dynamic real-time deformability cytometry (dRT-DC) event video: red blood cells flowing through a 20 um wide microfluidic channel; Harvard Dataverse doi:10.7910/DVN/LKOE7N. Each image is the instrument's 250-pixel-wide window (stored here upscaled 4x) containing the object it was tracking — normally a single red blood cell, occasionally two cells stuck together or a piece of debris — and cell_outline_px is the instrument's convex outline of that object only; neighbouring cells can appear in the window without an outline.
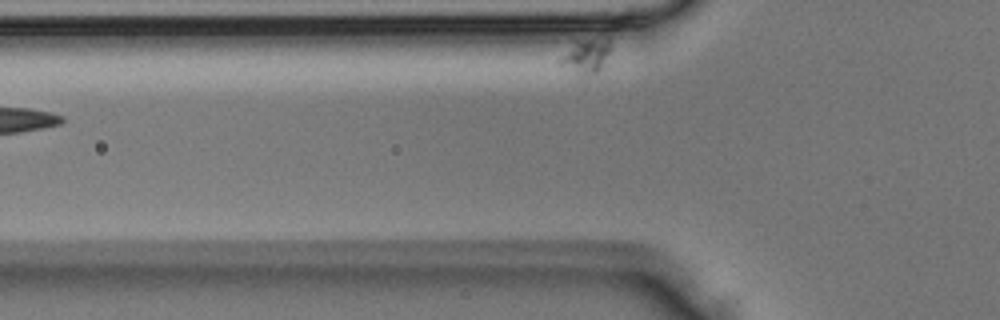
{"species": "Egyptian fruit bat (a non-hibernating species)", "species_latin": "Rousettus aegyptiacus", "temperature_condition": "room temperature", "stored_images_in_passage": 7, "segment_of_instrument_passage": [2, 2], "camera_frame_rate_fps": 3000, "um_per_image_px": 0.085, "animal": {"sex": "male"}, "frame": {"image": 1, "passage_image": 5, "time_ms": 1.333, "image_size_px": [1000, 320], "cell_outline_px": [[612, 48], [600, 72], [596, 76], [588, 80], [580, 80], [560, 64], [560, 60], [576, 40], [608, 40], [612, 44]], "centroid_in_image_um": [49.85, 4.93], "position_along_channel_um": 75.9, "area_um2": 10.64}}
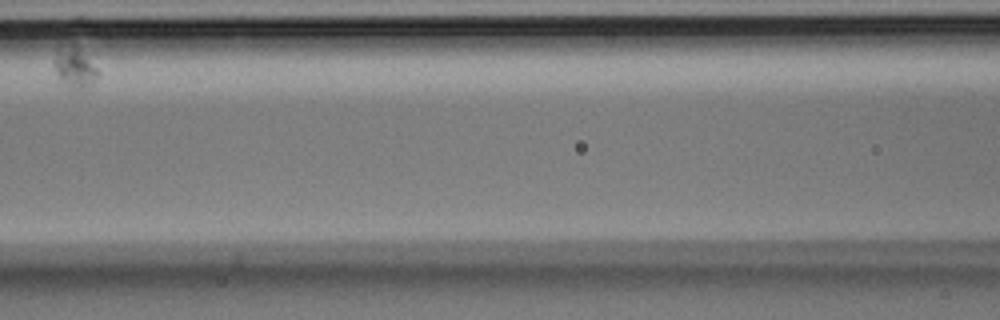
{"frame": {"image": 2, "passage_image": 7, "time_ms": 2.0, "image_size_px": [1000, 320], "cell_outline_px": [[100, 72], [84, 88], [64, 88], [52, 64], [56, 52], [60, 48], [72, 40], [84, 52]], "centroid_in_image_um": [6.29, 5.67], "position_along_channel_um": 160.3, "area_um2": 10.46}}